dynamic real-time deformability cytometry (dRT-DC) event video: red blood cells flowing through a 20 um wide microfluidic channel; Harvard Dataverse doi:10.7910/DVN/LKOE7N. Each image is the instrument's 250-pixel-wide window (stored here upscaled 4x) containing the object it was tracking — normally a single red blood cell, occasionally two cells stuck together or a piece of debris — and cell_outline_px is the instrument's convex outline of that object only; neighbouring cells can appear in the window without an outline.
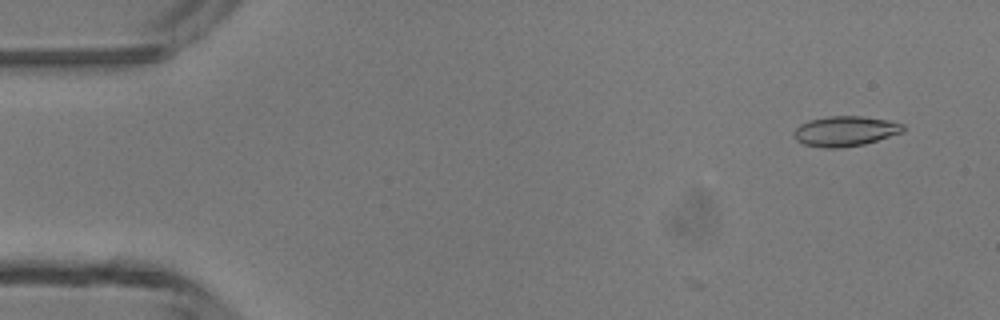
{"species": "common noctule bat (a hibernating species)", "species_latin": "Nyctalus noctula", "temperature_condition": "room temperature", "stored_images_in_passage": 3, "camera_frame_rate_fps": 3000, "um_per_image_px": 0.085, "animal": {"sex": "male", "body_mass_g": 13.3}, "frame": {"image": 1, "passage_image": 1, "time_ms": 0.0, "image_size_px": [1000, 320], "cell_outline_px": [[904, 132], [864, 144], [840, 148], [824, 148], [804, 144], [796, 140], [792, 132], [800, 124], [808, 120], [828, 116], [860, 116], [888, 120], [904, 124]], "centroid_in_image_um": [71.83, 11.15], "position_along_channel_um": 13.2, "area_um2": 19.25}}